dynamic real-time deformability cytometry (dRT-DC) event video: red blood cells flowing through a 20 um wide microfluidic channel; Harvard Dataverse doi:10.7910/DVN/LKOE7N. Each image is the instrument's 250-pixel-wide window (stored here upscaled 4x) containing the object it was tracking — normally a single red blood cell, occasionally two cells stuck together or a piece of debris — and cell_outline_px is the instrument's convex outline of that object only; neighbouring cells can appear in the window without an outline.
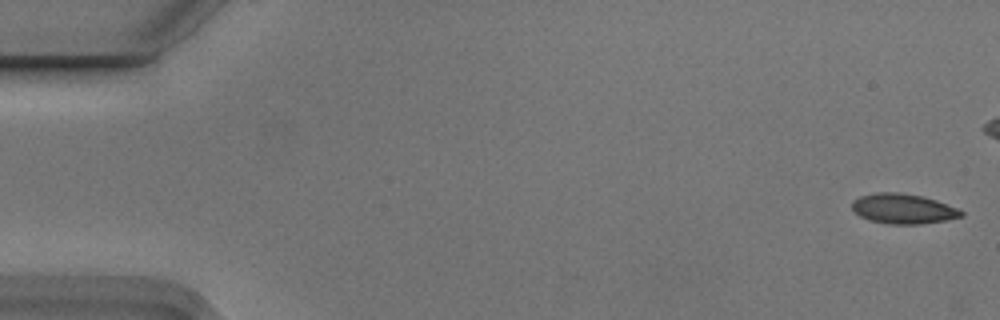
{"species": "Egyptian fruit bat (a non-hibernating species)", "species_latin": "Rousettus aegyptiacus", "temperature_condition": "cold", "stored_images_in_passage": 6, "camera_frame_rate_fps": 3000, "um_per_image_px": 0.085, "animal": {"sex": "male"}, "frame": {"image": 1, "passage_image": 1, "time_ms": 0.0, "image_size_px": [1000, 320], "cell_outline_px": [[964, 216], [944, 220], [920, 224], [888, 224], [868, 220], [860, 216], [852, 208], [852, 200], [860, 196], [876, 192], [896, 192], [924, 196], [960, 208], [964, 212]], "centroid_in_image_um": [76.78, 17.74], "position_along_channel_um": 8.2, "area_um2": 19.25}}
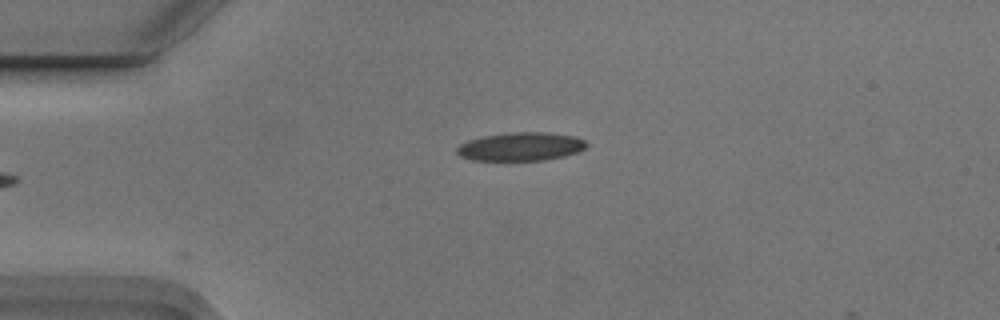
{"frame": {"image": 2, "passage_image": 6, "time_ms": 1.667, "image_size_px": [1000, 320], "cell_outline_px": [[588, 144], [584, 148], [576, 152], [564, 156], [544, 160], [472, 160], [460, 156], [456, 152], [456, 148], [460, 144], [468, 140], [484, 136], [508, 132], [544, 132], [576, 136], [584, 140]], "centroid_in_image_um": [44.25, 12.45], "position_along_channel_um": 40.7, "area_um2": 21.44}}